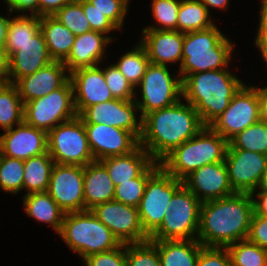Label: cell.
Returning <instances> with one entry per match:
<instances>
[{"instance_id": "obj_56", "label": "cell", "mask_w": 267, "mask_h": 266, "mask_svg": "<svg viewBox=\"0 0 267 266\" xmlns=\"http://www.w3.org/2000/svg\"><path fill=\"white\" fill-rule=\"evenodd\" d=\"M8 25L9 17L0 15V45H5Z\"/></svg>"}, {"instance_id": "obj_59", "label": "cell", "mask_w": 267, "mask_h": 266, "mask_svg": "<svg viewBox=\"0 0 267 266\" xmlns=\"http://www.w3.org/2000/svg\"><path fill=\"white\" fill-rule=\"evenodd\" d=\"M5 83L2 79H0V84Z\"/></svg>"}, {"instance_id": "obj_29", "label": "cell", "mask_w": 267, "mask_h": 266, "mask_svg": "<svg viewBox=\"0 0 267 266\" xmlns=\"http://www.w3.org/2000/svg\"><path fill=\"white\" fill-rule=\"evenodd\" d=\"M200 216L171 215L168 212L161 225L149 236L150 240L197 239Z\"/></svg>"}, {"instance_id": "obj_1", "label": "cell", "mask_w": 267, "mask_h": 266, "mask_svg": "<svg viewBox=\"0 0 267 266\" xmlns=\"http://www.w3.org/2000/svg\"><path fill=\"white\" fill-rule=\"evenodd\" d=\"M253 213L254 202L249 193L202 202L197 240L204 247L218 248L246 240Z\"/></svg>"}, {"instance_id": "obj_58", "label": "cell", "mask_w": 267, "mask_h": 266, "mask_svg": "<svg viewBox=\"0 0 267 266\" xmlns=\"http://www.w3.org/2000/svg\"><path fill=\"white\" fill-rule=\"evenodd\" d=\"M258 190H267V167L266 170L264 171Z\"/></svg>"}, {"instance_id": "obj_31", "label": "cell", "mask_w": 267, "mask_h": 266, "mask_svg": "<svg viewBox=\"0 0 267 266\" xmlns=\"http://www.w3.org/2000/svg\"><path fill=\"white\" fill-rule=\"evenodd\" d=\"M40 31V17L37 15H17L9 18L5 48L8 57L18 50V46L30 41Z\"/></svg>"}, {"instance_id": "obj_42", "label": "cell", "mask_w": 267, "mask_h": 266, "mask_svg": "<svg viewBox=\"0 0 267 266\" xmlns=\"http://www.w3.org/2000/svg\"><path fill=\"white\" fill-rule=\"evenodd\" d=\"M107 86L114 99L134 100L136 92L132 84L119 71L115 64L103 69Z\"/></svg>"}, {"instance_id": "obj_21", "label": "cell", "mask_w": 267, "mask_h": 266, "mask_svg": "<svg viewBox=\"0 0 267 266\" xmlns=\"http://www.w3.org/2000/svg\"><path fill=\"white\" fill-rule=\"evenodd\" d=\"M67 68L62 61H52L33 74L20 78L15 85L24 103L41 98L63 86L69 79Z\"/></svg>"}, {"instance_id": "obj_52", "label": "cell", "mask_w": 267, "mask_h": 266, "mask_svg": "<svg viewBox=\"0 0 267 266\" xmlns=\"http://www.w3.org/2000/svg\"><path fill=\"white\" fill-rule=\"evenodd\" d=\"M259 27L256 39H267V2L261 3Z\"/></svg>"}, {"instance_id": "obj_49", "label": "cell", "mask_w": 267, "mask_h": 266, "mask_svg": "<svg viewBox=\"0 0 267 266\" xmlns=\"http://www.w3.org/2000/svg\"><path fill=\"white\" fill-rule=\"evenodd\" d=\"M72 0H38V16H53Z\"/></svg>"}, {"instance_id": "obj_5", "label": "cell", "mask_w": 267, "mask_h": 266, "mask_svg": "<svg viewBox=\"0 0 267 266\" xmlns=\"http://www.w3.org/2000/svg\"><path fill=\"white\" fill-rule=\"evenodd\" d=\"M229 142L209 126L170 152L160 166L174 178L183 180L206 164L225 161Z\"/></svg>"}, {"instance_id": "obj_54", "label": "cell", "mask_w": 267, "mask_h": 266, "mask_svg": "<svg viewBox=\"0 0 267 266\" xmlns=\"http://www.w3.org/2000/svg\"><path fill=\"white\" fill-rule=\"evenodd\" d=\"M260 121L267 124V86L259 88Z\"/></svg>"}, {"instance_id": "obj_43", "label": "cell", "mask_w": 267, "mask_h": 266, "mask_svg": "<svg viewBox=\"0 0 267 266\" xmlns=\"http://www.w3.org/2000/svg\"><path fill=\"white\" fill-rule=\"evenodd\" d=\"M201 201L184 185L174 194L168 205L171 215L200 216Z\"/></svg>"}, {"instance_id": "obj_32", "label": "cell", "mask_w": 267, "mask_h": 266, "mask_svg": "<svg viewBox=\"0 0 267 266\" xmlns=\"http://www.w3.org/2000/svg\"><path fill=\"white\" fill-rule=\"evenodd\" d=\"M210 11L199 0H181L177 31L182 33L205 30L214 26Z\"/></svg>"}, {"instance_id": "obj_14", "label": "cell", "mask_w": 267, "mask_h": 266, "mask_svg": "<svg viewBox=\"0 0 267 266\" xmlns=\"http://www.w3.org/2000/svg\"><path fill=\"white\" fill-rule=\"evenodd\" d=\"M225 163L235 193H255L267 167V155L243 149H227Z\"/></svg>"}, {"instance_id": "obj_22", "label": "cell", "mask_w": 267, "mask_h": 266, "mask_svg": "<svg viewBox=\"0 0 267 266\" xmlns=\"http://www.w3.org/2000/svg\"><path fill=\"white\" fill-rule=\"evenodd\" d=\"M142 38L138 42L146 50L150 63L166 65L182 63L184 33L176 30H142Z\"/></svg>"}, {"instance_id": "obj_47", "label": "cell", "mask_w": 267, "mask_h": 266, "mask_svg": "<svg viewBox=\"0 0 267 266\" xmlns=\"http://www.w3.org/2000/svg\"><path fill=\"white\" fill-rule=\"evenodd\" d=\"M196 266H232L226 248L203 247L200 250Z\"/></svg>"}, {"instance_id": "obj_57", "label": "cell", "mask_w": 267, "mask_h": 266, "mask_svg": "<svg viewBox=\"0 0 267 266\" xmlns=\"http://www.w3.org/2000/svg\"><path fill=\"white\" fill-rule=\"evenodd\" d=\"M255 46L261 52V57H263V61H265V65H267V39H255Z\"/></svg>"}, {"instance_id": "obj_18", "label": "cell", "mask_w": 267, "mask_h": 266, "mask_svg": "<svg viewBox=\"0 0 267 266\" xmlns=\"http://www.w3.org/2000/svg\"><path fill=\"white\" fill-rule=\"evenodd\" d=\"M99 67L90 66L69 73L77 115L86 107L114 99L107 86L103 68Z\"/></svg>"}, {"instance_id": "obj_38", "label": "cell", "mask_w": 267, "mask_h": 266, "mask_svg": "<svg viewBox=\"0 0 267 266\" xmlns=\"http://www.w3.org/2000/svg\"><path fill=\"white\" fill-rule=\"evenodd\" d=\"M24 161L0 153V188L17 194L23 189Z\"/></svg>"}, {"instance_id": "obj_40", "label": "cell", "mask_w": 267, "mask_h": 266, "mask_svg": "<svg viewBox=\"0 0 267 266\" xmlns=\"http://www.w3.org/2000/svg\"><path fill=\"white\" fill-rule=\"evenodd\" d=\"M181 0H152V14L157 24L147 26L142 30H176L178 21V9Z\"/></svg>"}, {"instance_id": "obj_9", "label": "cell", "mask_w": 267, "mask_h": 266, "mask_svg": "<svg viewBox=\"0 0 267 266\" xmlns=\"http://www.w3.org/2000/svg\"><path fill=\"white\" fill-rule=\"evenodd\" d=\"M183 181L174 178L160 167L147 181L138 206L139 219L144 232L150 236L169 212L168 205Z\"/></svg>"}, {"instance_id": "obj_26", "label": "cell", "mask_w": 267, "mask_h": 266, "mask_svg": "<svg viewBox=\"0 0 267 266\" xmlns=\"http://www.w3.org/2000/svg\"><path fill=\"white\" fill-rule=\"evenodd\" d=\"M151 241L157 247L161 266H196L204 247L197 239Z\"/></svg>"}, {"instance_id": "obj_34", "label": "cell", "mask_w": 267, "mask_h": 266, "mask_svg": "<svg viewBox=\"0 0 267 266\" xmlns=\"http://www.w3.org/2000/svg\"><path fill=\"white\" fill-rule=\"evenodd\" d=\"M150 64L145 48L139 43L133 50L127 51L122 55L115 65L119 71L126 77V79L136 88L143 75L145 74L147 66Z\"/></svg>"}, {"instance_id": "obj_15", "label": "cell", "mask_w": 267, "mask_h": 266, "mask_svg": "<svg viewBox=\"0 0 267 266\" xmlns=\"http://www.w3.org/2000/svg\"><path fill=\"white\" fill-rule=\"evenodd\" d=\"M134 111H140L135 100L113 99L86 107L78 116L83 123L106 124L121 128L140 139L142 117L137 121Z\"/></svg>"}, {"instance_id": "obj_10", "label": "cell", "mask_w": 267, "mask_h": 266, "mask_svg": "<svg viewBox=\"0 0 267 266\" xmlns=\"http://www.w3.org/2000/svg\"><path fill=\"white\" fill-rule=\"evenodd\" d=\"M142 100L135 98L140 117L151 111L170 107L183 98L181 77H172L166 65L150 63L139 85Z\"/></svg>"}, {"instance_id": "obj_4", "label": "cell", "mask_w": 267, "mask_h": 266, "mask_svg": "<svg viewBox=\"0 0 267 266\" xmlns=\"http://www.w3.org/2000/svg\"><path fill=\"white\" fill-rule=\"evenodd\" d=\"M233 49L232 42L216 25L184 33L182 63L177 76L183 81L189 74L227 69Z\"/></svg>"}, {"instance_id": "obj_46", "label": "cell", "mask_w": 267, "mask_h": 266, "mask_svg": "<svg viewBox=\"0 0 267 266\" xmlns=\"http://www.w3.org/2000/svg\"><path fill=\"white\" fill-rule=\"evenodd\" d=\"M82 7L91 30L101 32L105 35L113 30H118V28L103 13L95 9V6L87 0H82Z\"/></svg>"}, {"instance_id": "obj_11", "label": "cell", "mask_w": 267, "mask_h": 266, "mask_svg": "<svg viewBox=\"0 0 267 266\" xmlns=\"http://www.w3.org/2000/svg\"><path fill=\"white\" fill-rule=\"evenodd\" d=\"M260 121L259 88L243 84L230 104L209 127L228 142L238 133Z\"/></svg>"}, {"instance_id": "obj_27", "label": "cell", "mask_w": 267, "mask_h": 266, "mask_svg": "<svg viewBox=\"0 0 267 266\" xmlns=\"http://www.w3.org/2000/svg\"><path fill=\"white\" fill-rule=\"evenodd\" d=\"M40 30L50 57L63 62L70 54L76 36L53 16L40 17Z\"/></svg>"}, {"instance_id": "obj_37", "label": "cell", "mask_w": 267, "mask_h": 266, "mask_svg": "<svg viewBox=\"0 0 267 266\" xmlns=\"http://www.w3.org/2000/svg\"><path fill=\"white\" fill-rule=\"evenodd\" d=\"M232 266H267V249L248 239L237 241L226 247Z\"/></svg>"}, {"instance_id": "obj_16", "label": "cell", "mask_w": 267, "mask_h": 266, "mask_svg": "<svg viewBox=\"0 0 267 266\" xmlns=\"http://www.w3.org/2000/svg\"><path fill=\"white\" fill-rule=\"evenodd\" d=\"M87 139L95 161L125 155L140 144L131 132L106 124L84 123Z\"/></svg>"}, {"instance_id": "obj_48", "label": "cell", "mask_w": 267, "mask_h": 266, "mask_svg": "<svg viewBox=\"0 0 267 266\" xmlns=\"http://www.w3.org/2000/svg\"><path fill=\"white\" fill-rule=\"evenodd\" d=\"M250 242L267 249V217L253 213L247 238Z\"/></svg>"}, {"instance_id": "obj_12", "label": "cell", "mask_w": 267, "mask_h": 266, "mask_svg": "<svg viewBox=\"0 0 267 266\" xmlns=\"http://www.w3.org/2000/svg\"><path fill=\"white\" fill-rule=\"evenodd\" d=\"M46 192L65 214L85 211L84 167L55 163Z\"/></svg>"}, {"instance_id": "obj_41", "label": "cell", "mask_w": 267, "mask_h": 266, "mask_svg": "<svg viewBox=\"0 0 267 266\" xmlns=\"http://www.w3.org/2000/svg\"><path fill=\"white\" fill-rule=\"evenodd\" d=\"M126 266H161L155 244L150 239L126 244Z\"/></svg>"}, {"instance_id": "obj_36", "label": "cell", "mask_w": 267, "mask_h": 266, "mask_svg": "<svg viewBox=\"0 0 267 266\" xmlns=\"http://www.w3.org/2000/svg\"><path fill=\"white\" fill-rule=\"evenodd\" d=\"M160 167V163L154 162L141 176L115 186L113 200L138 208L148 179Z\"/></svg>"}, {"instance_id": "obj_19", "label": "cell", "mask_w": 267, "mask_h": 266, "mask_svg": "<svg viewBox=\"0 0 267 266\" xmlns=\"http://www.w3.org/2000/svg\"><path fill=\"white\" fill-rule=\"evenodd\" d=\"M48 152L47 132L26 124L5 130L0 136V153L10 158L27 160Z\"/></svg>"}, {"instance_id": "obj_17", "label": "cell", "mask_w": 267, "mask_h": 266, "mask_svg": "<svg viewBox=\"0 0 267 266\" xmlns=\"http://www.w3.org/2000/svg\"><path fill=\"white\" fill-rule=\"evenodd\" d=\"M182 181L183 185L201 202L235 194L229 182L225 161L206 164L190 173Z\"/></svg>"}, {"instance_id": "obj_24", "label": "cell", "mask_w": 267, "mask_h": 266, "mask_svg": "<svg viewBox=\"0 0 267 266\" xmlns=\"http://www.w3.org/2000/svg\"><path fill=\"white\" fill-rule=\"evenodd\" d=\"M106 167L114 186L141 176L155 161L139 145L134 151L100 160Z\"/></svg>"}, {"instance_id": "obj_25", "label": "cell", "mask_w": 267, "mask_h": 266, "mask_svg": "<svg viewBox=\"0 0 267 266\" xmlns=\"http://www.w3.org/2000/svg\"><path fill=\"white\" fill-rule=\"evenodd\" d=\"M115 186L106 167L100 161H93L84 166L85 209L91 210L96 205L113 200Z\"/></svg>"}, {"instance_id": "obj_8", "label": "cell", "mask_w": 267, "mask_h": 266, "mask_svg": "<svg viewBox=\"0 0 267 266\" xmlns=\"http://www.w3.org/2000/svg\"><path fill=\"white\" fill-rule=\"evenodd\" d=\"M76 116L70 79L48 95L24 103L23 121L47 133L58 124Z\"/></svg>"}, {"instance_id": "obj_55", "label": "cell", "mask_w": 267, "mask_h": 266, "mask_svg": "<svg viewBox=\"0 0 267 266\" xmlns=\"http://www.w3.org/2000/svg\"><path fill=\"white\" fill-rule=\"evenodd\" d=\"M207 9L217 8V9H228L229 0H199Z\"/></svg>"}, {"instance_id": "obj_51", "label": "cell", "mask_w": 267, "mask_h": 266, "mask_svg": "<svg viewBox=\"0 0 267 266\" xmlns=\"http://www.w3.org/2000/svg\"><path fill=\"white\" fill-rule=\"evenodd\" d=\"M252 197L257 196V198L259 200H257V198H253V202H254V213L257 215H261V216H266L267 217V190H258V192L256 193H252L251 194Z\"/></svg>"}, {"instance_id": "obj_28", "label": "cell", "mask_w": 267, "mask_h": 266, "mask_svg": "<svg viewBox=\"0 0 267 266\" xmlns=\"http://www.w3.org/2000/svg\"><path fill=\"white\" fill-rule=\"evenodd\" d=\"M23 197L27 215L34 217L37 221L48 223L59 234L65 213L50 195L47 192H39L25 194Z\"/></svg>"}, {"instance_id": "obj_2", "label": "cell", "mask_w": 267, "mask_h": 266, "mask_svg": "<svg viewBox=\"0 0 267 266\" xmlns=\"http://www.w3.org/2000/svg\"><path fill=\"white\" fill-rule=\"evenodd\" d=\"M203 127L195 108L190 103L184 104L180 100L170 107L151 111L142 117L139 144L155 162L160 163Z\"/></svg>"}, {"instance_id": "obj_30", "label": "cell", "mask_w": 267, "mask_h": 266, "mask_svg": "<svg viewBox=\"0 0 267 266\" xmlns=\"http://www.w3.org/2000/svg\"><path fill=\"white\" fill-rule=\"evenodd\" d=\"M55 162L48 152L24 161L23 189L26 194L46 192Z\"/></svg>"}, {"instance_id": "obj_44", "label": "cell", "mask_w": 267, "mask_h": 266, "mask_svg": "<svg viewBox=\"0 0 267 266\" xmlns=\"http://www.w3.org/2000/svg\"><path fill=\"white\" fill-rule=\"evenodd\" d=\"M103 13L118 29H122L129 0H87Z\"/></svg>"}, {"instance_id": "obj_13", "label": "cell", "mask_w": 267, "mask_h": 266, "mask_svg": "<svg viewBox=\"0 0 267 266\" xmlns=\"http://www.w3.org/2000/svg\"><path fill=\"white\" fill-rule=\"evenodd\" d=\"M91 211L108 227L122 244L149 240L142 229L138 208L111 200L96 205Z\"/></svg>"}, {"instance_id": "obj_50", "label": "cell", "mask_w": 267, "mask_h": 266, "mask_svg": "<svg viewBox=\"0 0 267 266\" xmlns=\"http://www.w3.org/2000/svg\"><path fill=\"white\" fill-rule=\"evenodd\" d=\"M9 6V12L31 11V15L38 16V0H5Z\"/></svg>"}, {"instance_id": "obj_53", "label": "cell", "mask_w": 267, "mask_h": 266, "mask_svg": "<svg viewBox=\"0 0 267 266\" xmlns=\"http://www.w3.org/2000/svg\"><path fill=\"white\" fill-rule=\"evenodd\" d=\"M9 68V57L5 45H0V79L7 82Z\"/></svg>"}, {"instance_id": "obj_7", "label": "cell", "mask_w": 267, "mask_h": 266, "mask_svg": "<svg viewBox=\"0 0 267 266\" xmlns=\"http://www.w3.org/2000/svg\"><path fill=\"white\" fill-rule=\"evenodd\" d=\"M48 153L56 164L86 166L94 160L82 119L58 124L47 133Z\"/></svg>"}, {"instance_id": "obj_3", "label": "cell", "mask_w": 267, "mask_h": 266, "mask_svg": "<svg viewBox=\"0 0 267 266\" xmlns=\"http://www.w3.org/2000/svg\"><path fill=\"white\" fill-rule=\"evenodd\" d=\"M244 83L228 69L189 74L182 81L183 99L199 114L204 126H209L230 104Z\"/></svg>"}, {"instance_id": "obj_33", "label": "cell", "mask_w": 267, "mask_h": 266, "mask_svg": "<svg viewBox=\"0 0 267 266\" xmlns=\"http://www.w3.org/2000/svg\"><path fill=\"white\" fill-rule=\"evenodd\" d=\"M24 104L17 86L5 82L0 84V126L5 131L23 122ZM15 124V125H14Z\"/></svg>"}, {"instance_id": "obj_20", "label": "cell", "mask_w": 267, "mask_h": 266, "mask_svg": "<svg viewBox=\"0 0 267 266\" xmlns=\"http://www.w3.org/2000/svg\"><path fill=\"white\" fill-rule=\"evenodd\" d=\"M54 61L48 52L42 31L30 41L18 46V50L9 57L7 82L15 84L20 78L33 74Z\"/></svg>"}, {"instance_id": "obj_45", "label": "cell", "mask_w": 267, "mask_h": 266, "mask_svg": "<svg viewBox=\"0 0 267 266\" xmlns=\"http://www.w3.org/2000/svg\"><path fill=\"white\" fill-rule=\"evenodd\" d=\"M85 266H126V244L109 251L92 254L83 259Z\"/></svg>"}, {"instance_id": "obj_35", "label": "cell", "mask_w": 267, "mask_h": 266, "mask_svg": "<svg viewBox=\"0 0 267 266\" xmlns=\"http://www.w3.org/2000/svg\"><path fill=\"white\" fill-rule=\"evenodd\" d=\"M228 149H243L267 155V124L258 121L229 141Z\"/></svg>"}, {"instance_id": "obj_39", "label": "cell", "mask_w": 267, "mask_h": 266, "mask_svg": "<svg viewBox=\"0 0 267 266\" xmlns=\"http://www.w3.org/2000/svg\"><path fill=\"white\" fill-rule=\"evenodd\" d=\"M53 17L75 36L91 31L90 24L83 11L82 0H72L57 11Z\"/></svg>"}, {"instance_id": "obj_6", "label": "cell", "mask_w": 267, "mask_h": 266, "mask_svg": "<svg viewBox=\"0 0 267 266\" xmlns=\"http://www.w3.org/2000/svg\"><path fill=\"white\" fill-rule=\"evenodd\" d=\"M59 235L82 260L92 254L117 248L121 244L91 210L64 214Z\"/></svg>"}, {"instance_id": "obj_23", "label": "cell", "mask_w": 267, "mask_h": 266, "mask_svg": "<svg viewBox=\"0 0 267 266\" xmlns=\"http://www.w3.org/2000/svg\"><path fill=\"white\" fill-rule=\"evenodd\" d=\"M109 35L98 31H89L85 34L77 35L68 57L63 61L67 68V73H71L80 68L96 66L102 62L106 53L105 47L112 41Z\"/></svg>"}]
</instances>
